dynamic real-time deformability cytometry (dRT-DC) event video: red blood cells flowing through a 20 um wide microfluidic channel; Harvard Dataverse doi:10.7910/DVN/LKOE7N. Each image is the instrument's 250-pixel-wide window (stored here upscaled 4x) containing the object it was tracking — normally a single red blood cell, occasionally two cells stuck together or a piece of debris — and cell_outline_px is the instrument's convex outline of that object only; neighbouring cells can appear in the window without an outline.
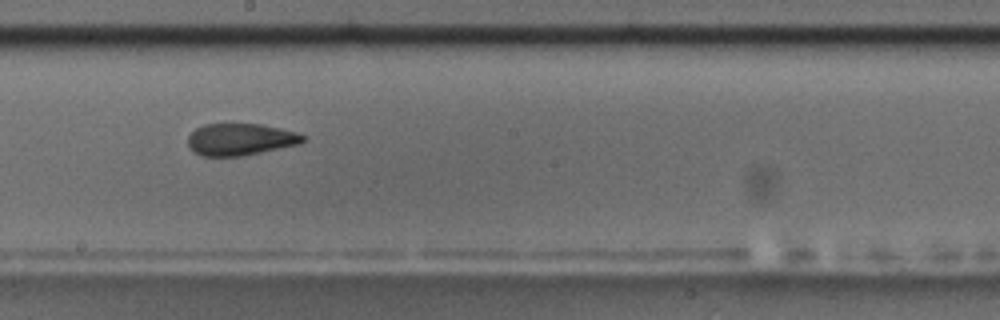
{"species": "common noctule bat (a hibernating species)", "species_latin": "Nyctalus noctula", "temperature_condition": "room temperature", "stored_images_in_passage": 10, "camera_frame_rate_fps": 3000, "um_per_image_px": 0.085, "animal": {"sex": "male", "body_mass_g": 17.5, "forearm_length_mm": 52.3}, "frame": {"image": 1, "passage_image": 9, "time_ms": 2.667, "image_size_px": [1000, 320], "cell_outline_px": [[304, 140], [300, 144], [244, 156], [200, 156], [192, 152], [188, 148], [188, 136], [196, 128], [204, 124], [260, 124], [280, 128], [296, 132], [304, 136]], "centroid_in_image_um": [20.39, 11.86], "position_along_channel_um": 227.8, "area_um2": 21.56}}